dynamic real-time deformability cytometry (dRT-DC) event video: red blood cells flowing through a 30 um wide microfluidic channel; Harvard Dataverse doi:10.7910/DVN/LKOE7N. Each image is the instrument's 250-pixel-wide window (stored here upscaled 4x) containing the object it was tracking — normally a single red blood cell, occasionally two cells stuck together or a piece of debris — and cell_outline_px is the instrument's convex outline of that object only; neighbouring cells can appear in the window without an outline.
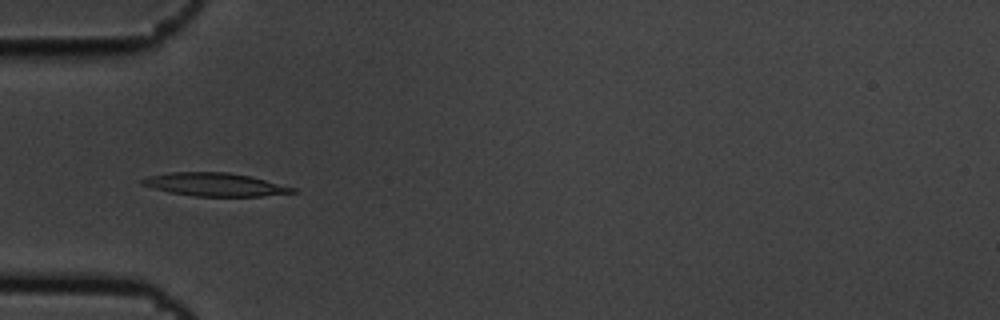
{"species": "common noctule bat (a hibernating species)", "species_latin": "Nyctalus noctula", "temperature_condition": "cold", "stored_images_in_passage": 7, "camera_frame_rate_fps": 3000, "um_per_image_px": 0.085, "animal": {"sex": "male", "body_mass_g": 19.5, "forearm_length_mm": 54.6}, "frame": {"image": 1, "passage_image": 6, "time_ms": 1.667, "image_size_px": [1000, 320], "cell_outline_px": [[300, 192], [260, 196], [196, 196], [168, 192], [140, 184], [140, 180], [148, 176], [168, 172], [228, 172], [252, 176], [296, 188]], "centroid_in_image_um": [18.29, 15.68], "position_along_channel_um": 66.7, "area_um2": 20.46}}
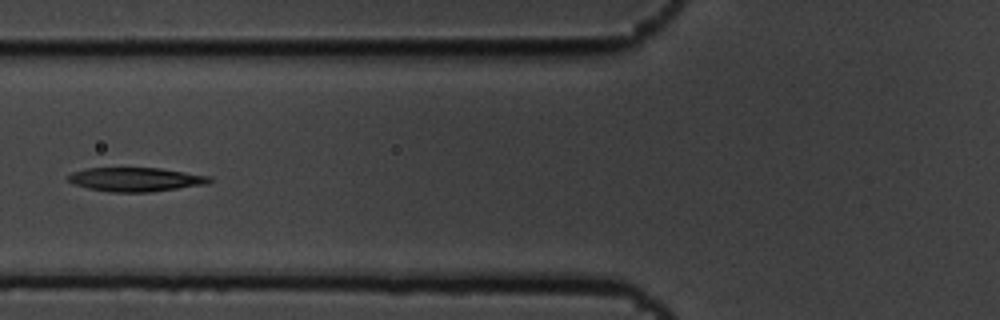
{"frame": {"image": 2, "passage_image": 7, "time_ms": 2.0, "image_size_px": [1000, 320], "cell_outline_px": [[212, 180], [208, 184], [152, 192], [108, 192], [88, 188], [72, 184], [68, 180], [68, 176], [72, 172], [84, 168], [160, 168], [212, 176]], "centroid_in_image_um": [11.54, 15.25], "position_along_channel_um": 114.3, "area_um2": 19.94}}